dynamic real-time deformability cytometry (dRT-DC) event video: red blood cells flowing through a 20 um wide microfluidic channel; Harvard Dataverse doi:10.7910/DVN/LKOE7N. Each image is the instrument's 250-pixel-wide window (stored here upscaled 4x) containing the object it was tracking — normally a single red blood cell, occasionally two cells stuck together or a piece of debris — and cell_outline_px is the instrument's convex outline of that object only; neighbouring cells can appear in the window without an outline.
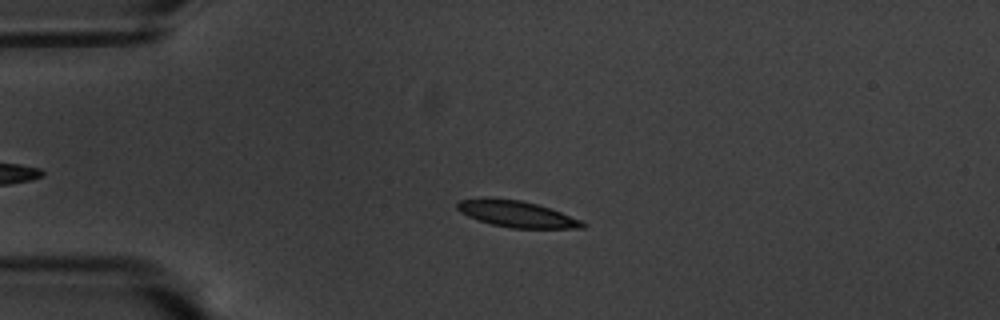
{"species": "common noctule bat (a hibernating species)", "species_latin": "Nyctalus noctula", "temperature_condition": "warm", "stored_images_in_passage": 50, "camera_frame_rate_fps": 3000, "um_per_image_px": 0.085, "animal": {"sex": "male", "body_mass_g": 20.1, "forearm_length_mm": 53.5}, "frame": {"image": 1, "passage_image": 14, "time_ms": 4.333, "image_size_px": [1000, 320], "cell_outline_px": [[588, 224], [584, 228], [512, 228], [492, 224], [476, 220], [460, 212], [456, 208], [456, 204], [460, 200], [520, 200], [536, 204], [560, 212], [580, 220]], "centroid_in_image_um": [43.96, 18.23], "position_along_channel_um": 41.0, "area_um2": 18.5}}
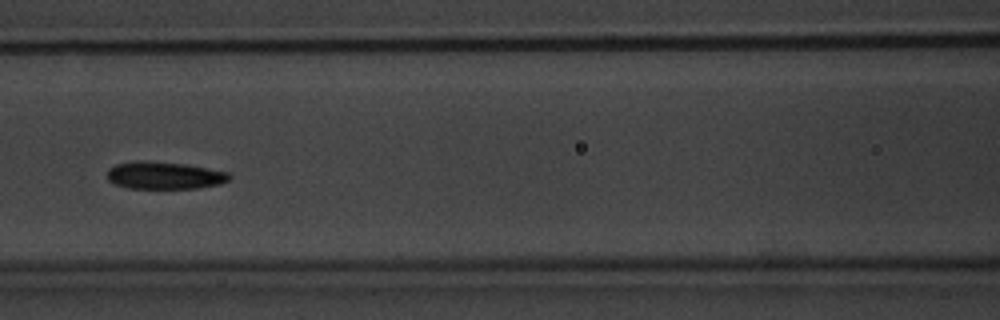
{"frame": {"image": 2, "passage_image": 26, "time_ms": 8.333, "image_size_px": [1000, 320], "cell_outline_px": [[232, 176], [228, 180], [220, 184], [196, 188], [128, 188], [112, 184], [108, 180], [108, 168], [116, 164], [136, 160], [140, 160], [188, 164], [228, 172]], "centroid_in_image_um": [13.95, 14.9], "position_along_channel_um": 152.6, "area_um2": 19.65}}
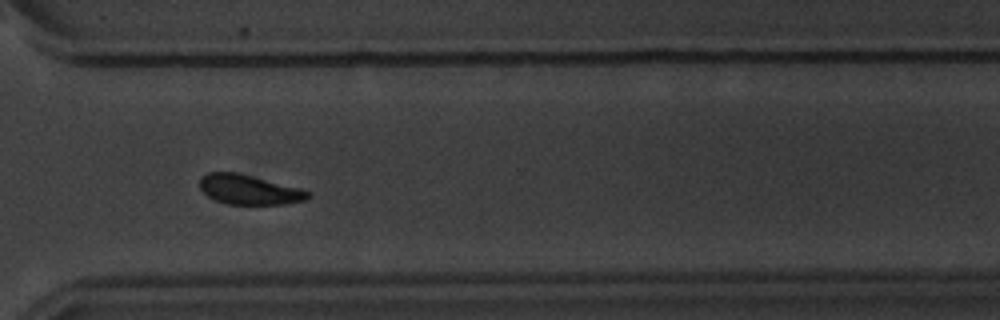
{"frame": {"image": 3, "passage_image": 43, "time_ms": 14.0, "image_size_px": [1000, 320], "cell_outline_px": [[312, 196], [304, 200], [284, 204], [228, 204], [216, 200], [208, 196], [200, 188], [200, 176], [208, 172], [236, 172], [300, 188], [308, 192]], "centroid_in_image_um": [21.14, 16.11], "position_along_channel_um": 349.5, "area_um2": 18.55}, "authors_computed_cell_mechanics": {"area_um2": 18.8139, "velocity_mm_per_s": 3.4795, "shape_relaxation_time_tau1_ms": 8.4871, "shape_relaxation_time_tau2_ms": 2.6782, "deformation_change_tau1": 0.2323, "deformation_change_tau2": 0.0712}}